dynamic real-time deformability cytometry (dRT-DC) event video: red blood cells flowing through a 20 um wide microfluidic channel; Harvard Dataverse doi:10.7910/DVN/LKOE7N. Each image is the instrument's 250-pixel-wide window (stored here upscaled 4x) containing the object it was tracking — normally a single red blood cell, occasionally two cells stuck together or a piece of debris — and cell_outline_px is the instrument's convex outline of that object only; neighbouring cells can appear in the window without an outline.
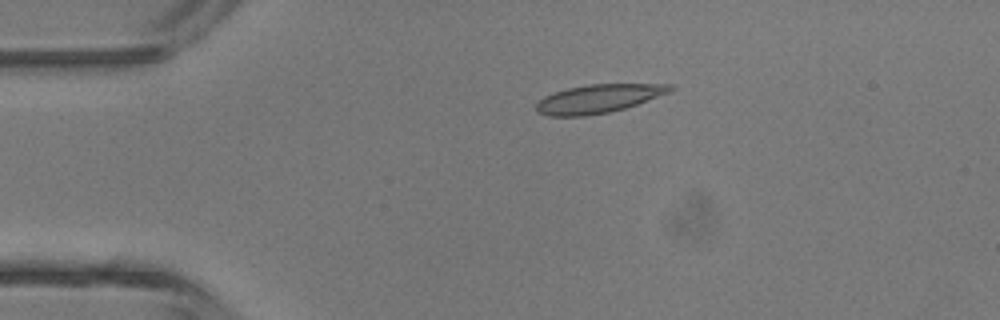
{"species": "common noctule bat (a hibernating species)", "species_latin": "Nyctalus noctula", "temperature_condition": "room temperature", "stored_images_in_passage": 4, "camera_frame_rate_fps": 3000, "um_per_image_px": 0.085, "animal": {"sex": "male", "body_mass_g": 13.3}, "frame": {"image": 1, "passage_image": 3, "time_ms": 2.333, "image_size_px": [1000, 320], "cell_outline_px": [[676, 88], [668, 92], [636, 104], [624, 108], [608, 112], [584, 116], [548, 116], [536, 112], [536, 104], [544, 96], [568, 88], [588, 84], [676, 84]], "centroid_in_image_um": [50.85, 8.38], "position_along_channel_um": 34.1, "area_um2": 22.02}}